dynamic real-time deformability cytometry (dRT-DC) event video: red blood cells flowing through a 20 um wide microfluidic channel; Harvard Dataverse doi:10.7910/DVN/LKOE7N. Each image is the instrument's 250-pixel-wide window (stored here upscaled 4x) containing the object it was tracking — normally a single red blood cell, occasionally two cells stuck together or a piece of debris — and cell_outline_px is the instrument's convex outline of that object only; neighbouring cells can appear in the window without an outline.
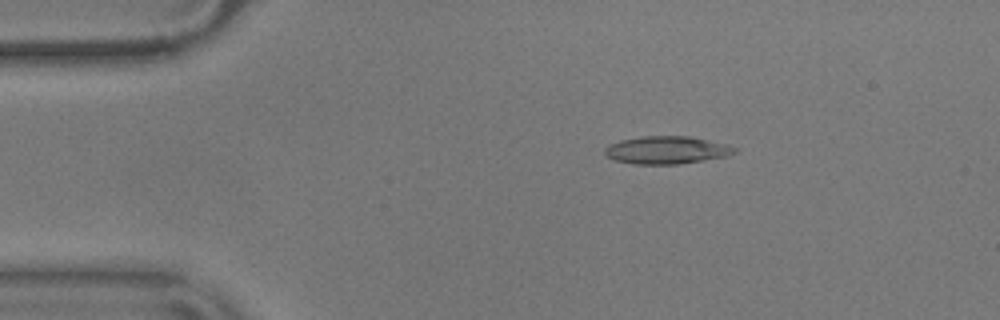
{"species": "common noctule bat (a hibernating species)", "species_latin": "Nyctalus noctula", "temperature_condition": "warm", "stored_images_in_passage": 52, "camera_frame_rate_fps": 3000, "um_per_image_px": 0.085, "animal": {"sex": "male", "body_mass_g": 17.9}, "frame": {"image": 1, "passage_image": 6, "time_ms": 1.667, "image_size_px": [1000, 320], "cell_outline_px": [[736, 152], [728, 156], [680, 164], [632, 164], [612, 160], [604, 152], [604, 148], [608, 144], [620, 140], [640, 136], [688, 136], [728, 144], [736, 148]], "centroid_in_image_um": [56.64, 12.75], "position_along_channel_um": 28.4, "area_um2": 21.15}}
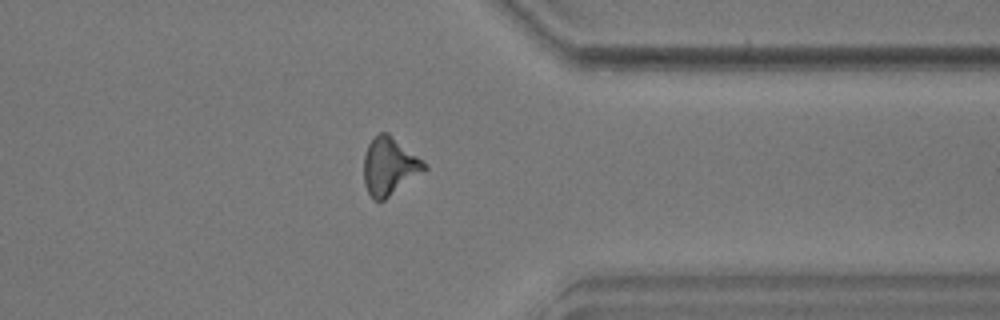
{"frame": {"image": 2, "passage_image": 40, "time_ms": 13.0, "image_size_px": [1000, 320], "cell_outline_px": [[428, 168], [384, 200], [372, 200], [364, 184], [364, 156], [368, 144], [380, 132], [388, 132], [416, 156]], "centroid_in_image_um": [33.06, 14.15], "position_along_channel_um": 378.3, "area_um2": 19.83}}
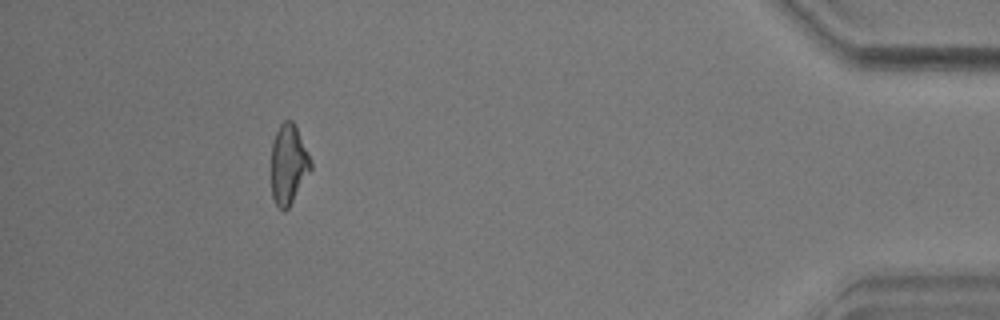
{"frame": {"image": 3, "passage_image": 47, "time_ms": 15.333, "image_size_px": [1000, 320], "cell_outline_px": [[312, 168], [288, 208], [284, 212], [276, 204], [272, 196], [272, 140], [280, 124], [284, 120], [292, 120], [312, 160]], "centroid_in_image_um": [24.52, 13.96], "position_along_channel_um": 410.7, "area_um2": 18.15}, "authors_computed_cell_mechanics": {"area_um2": 19.5942, "velocity_mm_per_s": 3.6206, "shape_relaxation_time_tau1_ms": 5.6037, "shape_relaxation_time_tau2_ms": 4.4827, "deformation_change_tau1": 0.1763, "deformation_change_tau2": 0.1461}}